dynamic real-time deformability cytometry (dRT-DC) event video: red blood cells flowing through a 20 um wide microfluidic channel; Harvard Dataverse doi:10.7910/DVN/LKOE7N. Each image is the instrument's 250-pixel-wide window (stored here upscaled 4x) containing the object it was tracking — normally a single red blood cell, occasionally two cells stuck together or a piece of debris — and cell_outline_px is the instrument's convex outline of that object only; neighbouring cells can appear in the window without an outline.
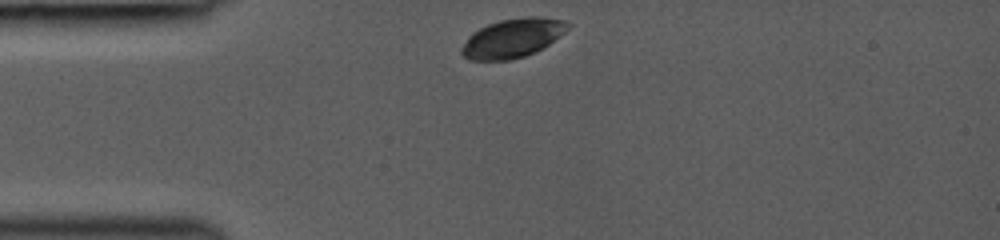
{"species": "common noctule bat (a hibernating species)", "species_latin": "Nyctalus noctula", "temperature_condition": "room temperature", "stored_images_in_passage": 6, "camera_frame_rate_fps": 3000, "um_per_image_px": 0.085, "animal": {"sex": "female", "body_mass_g": 19.0, "forearm_length_mm": 53.3}, "frame": {"image": 1, "passage_image": 1, "time_ms": 0.0, "image_size_px": [1000, 240], "cell_outline_px": [[572, 24], [560, 36], [544, 48], [536, 52], [512, 60], [468, 60], [460, 52], [460, 48], [468, 36], [472, 32], [488, 24], [500, 20], [524, 16], [540, 16], [564, 20]], "centroid_in_image_um": [43.58, 3.23], "position_along_channel_um": 41.4, "area_um2": 24.45}}